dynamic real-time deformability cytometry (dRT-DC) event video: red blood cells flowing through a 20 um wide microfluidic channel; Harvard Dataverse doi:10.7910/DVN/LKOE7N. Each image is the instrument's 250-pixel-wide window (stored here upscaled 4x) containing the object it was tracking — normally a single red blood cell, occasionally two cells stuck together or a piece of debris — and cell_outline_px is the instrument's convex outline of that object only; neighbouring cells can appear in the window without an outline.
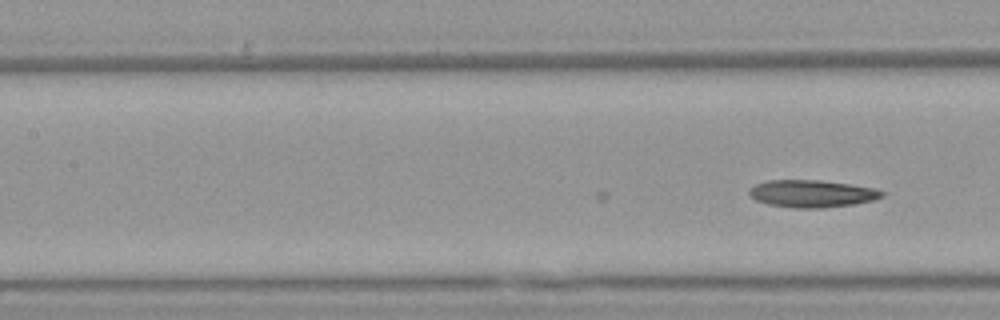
{"species": "Egyptian fruit bat (a non-hibernating species)", "species_latin": "Rousettus aegyptiacus", "temperature_condition": "warm", "stored_images_in_passage": 6, "camera_frame_rate_fps": 3000, "um_per_image_px": 0.085, "animal": {"sex": "female"}, "frame": {"image": 1, "passage_image": 6, "time_ms": 1.667, "image_size_px": [1000, 320], "cell_outline_px": [[884, 196], [872, 200], [852, 204], [820, 208], [796, 208], [772, 204], [756, 200], [748, 192], [756, 184], [768, 180], [820, 180], [848, 184], [872, 188], [884, 192]], "centroid_in_image_um": [69.02, 16.45], "position_along_channel_um": 138.4, "area_um2": 20.63}}